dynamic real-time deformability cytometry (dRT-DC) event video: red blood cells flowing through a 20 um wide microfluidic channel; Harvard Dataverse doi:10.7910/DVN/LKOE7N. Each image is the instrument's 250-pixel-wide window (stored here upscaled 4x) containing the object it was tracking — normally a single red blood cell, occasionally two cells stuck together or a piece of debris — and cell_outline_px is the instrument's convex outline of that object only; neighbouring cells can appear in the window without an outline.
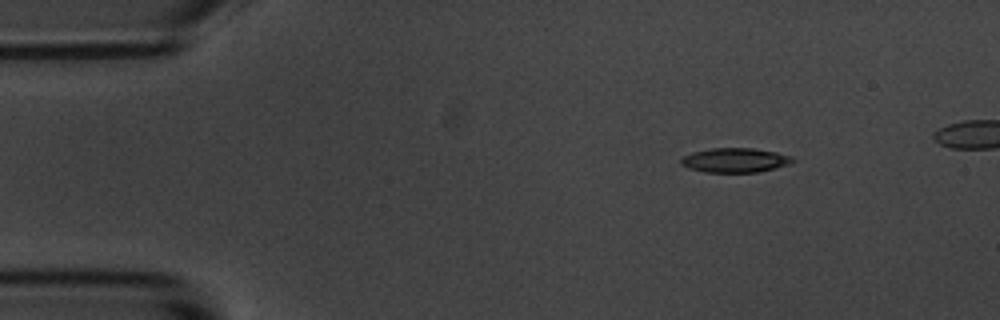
{"species": "common noctule bat (a hibernating species)", "species_latin": "Nyctalus noctula", "temperature_condition": "room temperature", "stored_images_in_passage": 4, "camera_frame_rate_fps": 3000, "um_per_image_px": 0.085, "animal": {"sex": "male", "body_mass_g": 20.1, "forearm_length_mm": 53.5}, "frame": {"image": 1, "passage_image": 1, "time_ms": 0.0, "image_size_px": [1000, 320], "cell_outline_px": [[796, 160], [788, 164], [756, 172], [704, 172], [688, 168], [680, 164], [680, 160], [684, 156], [692, 152], [712, 148], [752, 148], [776, 152], [792, 156]], "centroid_in_image_um": [62.45, 13.61], "position_along_channel_um": 22.6, "area_um2": 15.78}}